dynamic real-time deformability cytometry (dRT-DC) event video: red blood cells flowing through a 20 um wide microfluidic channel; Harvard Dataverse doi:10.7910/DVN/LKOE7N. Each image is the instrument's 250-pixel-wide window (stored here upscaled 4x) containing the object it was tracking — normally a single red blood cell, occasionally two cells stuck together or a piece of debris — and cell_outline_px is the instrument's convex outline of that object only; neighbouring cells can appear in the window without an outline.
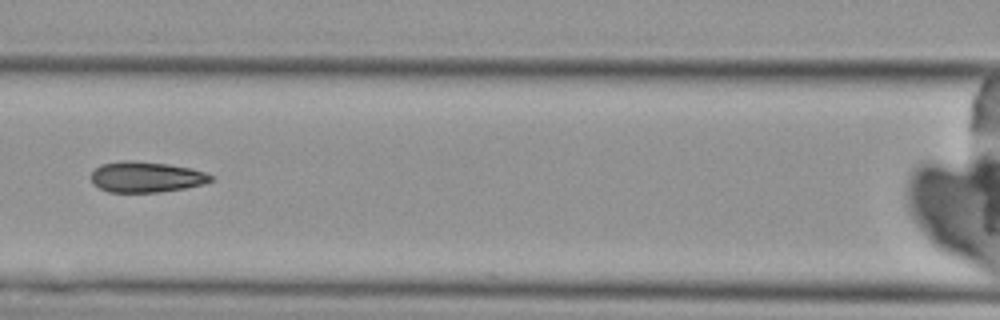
{"species": "Egyptian fruit bat (a non-hibernating species)", "species_latin": "Rousettus aegyptiacus", "temperature_condition": "cold", "stored_images_in_passage": 10, "camera_frame_rate_fps": 3000, "um_per_image_px": 0.085, "animal": {"sex": "female"}, "frame": {"image": 1, "passage_image": 7, "time_ms": 8.0, "image_size_px": [1000, 320], "cell_outline_px": [[212, 180], [204, 184], [184, 188], [156, 192], [108, 192], [92, 184], [92, 172], [100, 164], [124, 160], [132, 160], [168, 164], [192, 168], [204, 172], [212, 176]], "centroid_in_image_um": [12.4, 15.03], "position_along_channel_um": 154.2, "area_um2": 21.39}}
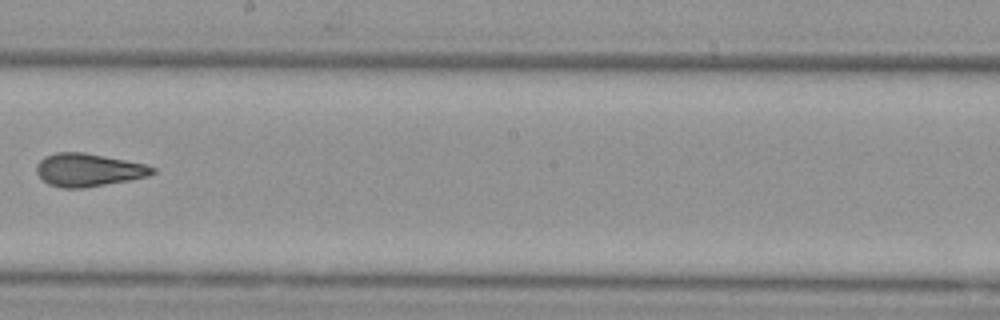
{"frame": {"image": 2, "passage_image": 9, "time_ms": 10.333, "image_size_px": [1000, 320], "cell_outline_px": [[156, 172], [148, 176], [128, 180], [84, 188], [60, 188], [48, 184], [36, 172], [36, 164], [44, 156], [56, 152], [84, 152], [144, 164], [156, 168]], "centroid_in_image_um": [7.48, 14.44], "position_along_channel_um": 240.7, "area_um2": 22.2}}
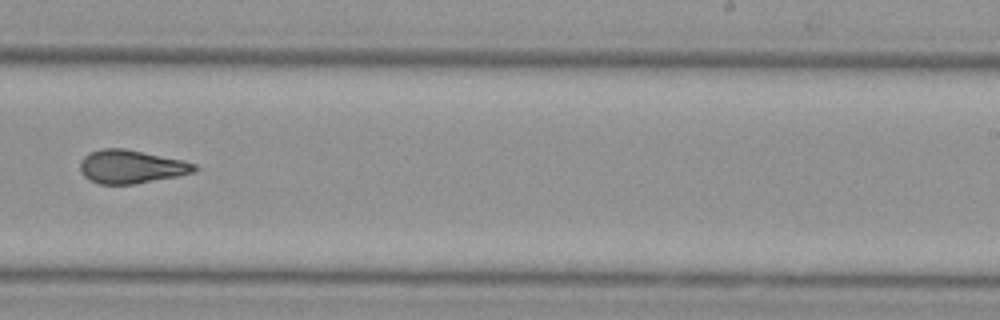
{"frame": {"image": 3, "passage_image": 10, "time_ms": 11.333, "image_size_px": [1000, 320], "cell_outline_px": [[200, 168], [196, 172], [136, 184], [100, 184], [88, 180], [80, 172], [80, 160], [88, 152], [104, 148], [124, 148], [184, 160], [196, 164]], "centroid_in_image_um": [11.15, 14.16], "position_along_channel_um": 277.9, "area_um2": 22.54}}